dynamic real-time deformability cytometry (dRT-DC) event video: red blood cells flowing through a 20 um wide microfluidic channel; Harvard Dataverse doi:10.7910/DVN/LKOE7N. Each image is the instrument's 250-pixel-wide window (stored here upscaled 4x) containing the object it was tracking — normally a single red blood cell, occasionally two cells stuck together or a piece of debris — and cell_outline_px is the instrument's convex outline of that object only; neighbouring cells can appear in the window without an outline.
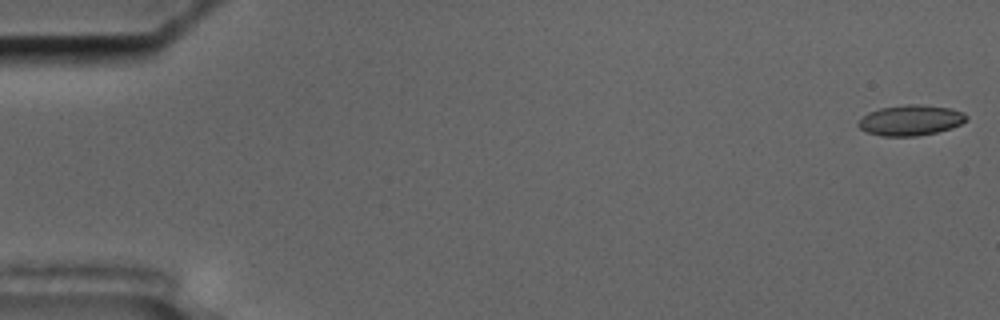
{"species": "common noctule bat (a hibernating species)", "species_latin": "Nyctalus noctula", "temperature_condition": "cold", "stored_images_in_passage": 57, "camera_frame_rate_fps": 3000, "um_per_image_px": 0.085, "animal": {"sex": "male", "body_mass_g": 17.5, "forearm_length_mm": 52.3}, "frame": {"image": 1, "passage_image": 1, "time_ms": 0.0, "image_size_px": [1000, 320], "cell_outline_px": [[968, 120], [952, 128], [936, 132], [916, 136], [880, 136], [868, 132], [860, 128], [856, 124], [868, 112], [880, 108], [904, 104], [920, 104], [948, 108], [964, 112], [968, 116]], "centroid_in_image_um": [77.42, 10.21], "position_along_channel_um": 7.6, "area_um2": 19.25}}
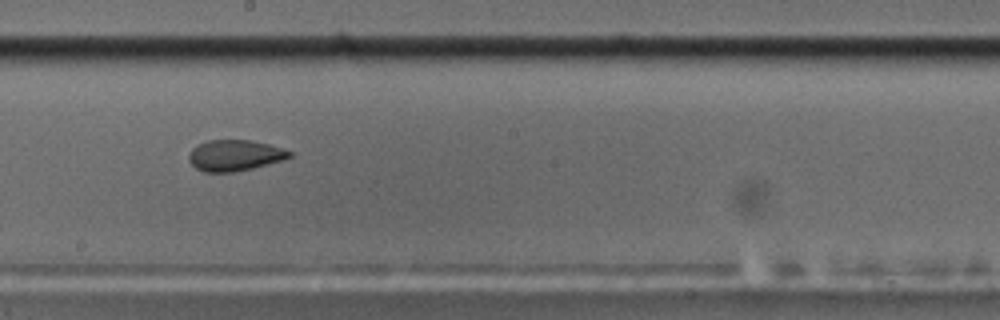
{"frame": {"image": 2, "passage_image": 32, "time_ms": 10.333, "image_size_px": [1000, 320], "cell_outline_px": [[292, 156], [280, 160], [252, 168], [236, 172], [204, 172], [196, 168], [188, 160], [188, 156], [192, 148], [196, 144], [208, 140], [248, 140], [268, 144], [292, 152]], "centroid_in_image_um": [19.89, 13.21], "position_along_channel_um": 228.3, "area_um2": 18.03}}
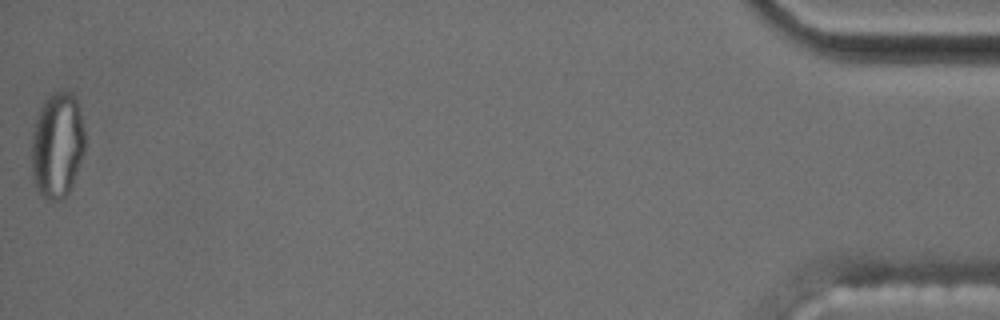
{"frame": {"image": 3, "passage_image": 57, "time_ms": 18.667, "image_size_px": [1000, 320], "cell_outline_px": [[84, 152], [72, 184], [68, 192], [60, 200], [48, 200], [40, 192], [32, 176], [32, 132], [40, 108], [56, 92], [72, 92], [76, 96], [80, 108], [84, 128]], "centroid_in_image_um": [4.89, 12.34], "position_along_channel_um": 430.3, "area_um2": 32.43}, "authors_computed_cell_mechanics": {"area_um2": 18.9006, "velocity_mm_per_s": 3.5497, "shape_relaxation_time_tau1_ms": null, "shape_relaxation_time_tau2_ms": 1.9998, "deformation_change_tau1": null, "deformation_change_tau2": 0.075}}